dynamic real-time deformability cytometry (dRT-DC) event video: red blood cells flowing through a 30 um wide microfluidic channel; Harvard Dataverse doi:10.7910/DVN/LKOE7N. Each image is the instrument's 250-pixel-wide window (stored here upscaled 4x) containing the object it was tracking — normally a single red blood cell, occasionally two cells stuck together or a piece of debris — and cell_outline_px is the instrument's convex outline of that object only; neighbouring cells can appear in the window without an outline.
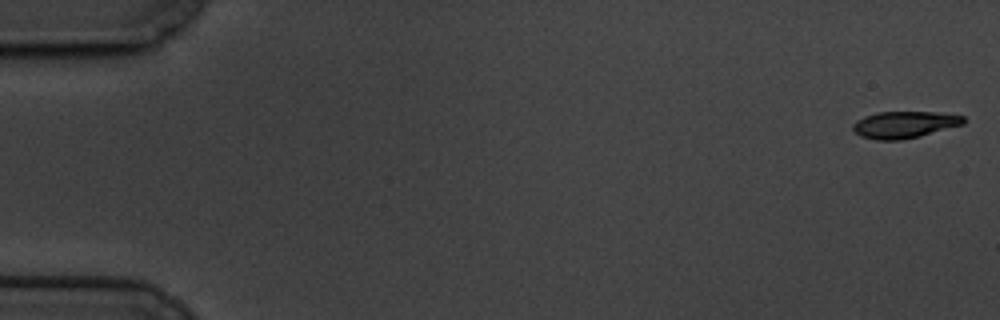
{"species": "common noctule bat (a hibernating species)", "species_latin": "Nyctalus noctula", "temperature_condition": "cold", "stored_images_in_passage": 60, "camera_frame_rate_fps": 3000, "um_per_image_px": 0.085, "animal": {"sex": "male", "body_mass_g": 19.5, "forearm_length_mm": 54.6}, "frame": {"image": 1, "passage_image": 1, "time_ms": 0.0, "image_size_px": [1000, 320], "cell_outline_px": [[964, 124], [920, 136], [900, 140], [876, 140], [860, 136], [852, 128], [852, 124], [856, 120], [864, 116], [876, 112], [936, 112], [964, 116]], "centroid_in_image_um": [76.84, 10.59], "position_along_channel_um": 8.2, "area_um2": 17.28}}
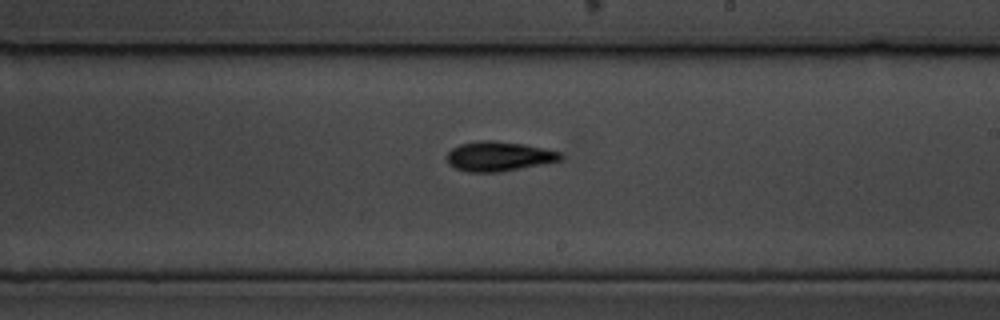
{"frame": {"image": 2, "passage_image": 35, "time_ms": 11.333, "image_size_px": [1000, 320], "cell_outline_px": [[564, 156], [560, 160], [500, 172], [468, 172], [456, 168], [448, 164], [448, 152], [452, 148], [460, 144], [480, 140], [492, 140], [524, 144], [560, 152]], "centroid_in_image_um": [42.37, 13.28], "position_along_channel_um": 246.6, "area_um2": 19.42}}
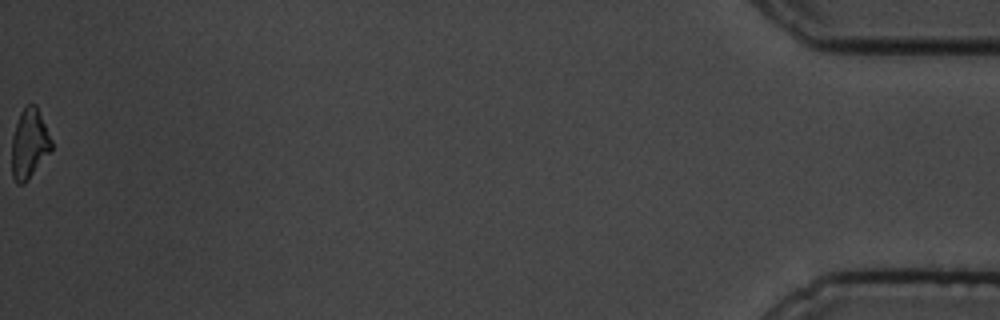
{"frame": {"image": 3, "passage_image": 60, "time_ms": 19.667, "image_size_px": [1000, 320], "cell_outline_px": [[52, 148], [28, 180], [24, 184], [16, 184], [12, 176], [12, 136], [20, 112], [28, 104], [36, 104], [52, 140]], "centroid_in_image_um": [2.48, 12.22], "position_along_channel_um": 432.7, "area_um2": 16.01}, "authors_computed_cell_mechanics": {"area_um2": 18.5249, "velocity_mm_per_s": 3.3868, "shape_relaxation_time_tau1_ms": 2.9976, "shape_relaxation_time_tau2_ms": null, "deformation_change_tau1": 0.1292, "deformation_change_tau2": null}}